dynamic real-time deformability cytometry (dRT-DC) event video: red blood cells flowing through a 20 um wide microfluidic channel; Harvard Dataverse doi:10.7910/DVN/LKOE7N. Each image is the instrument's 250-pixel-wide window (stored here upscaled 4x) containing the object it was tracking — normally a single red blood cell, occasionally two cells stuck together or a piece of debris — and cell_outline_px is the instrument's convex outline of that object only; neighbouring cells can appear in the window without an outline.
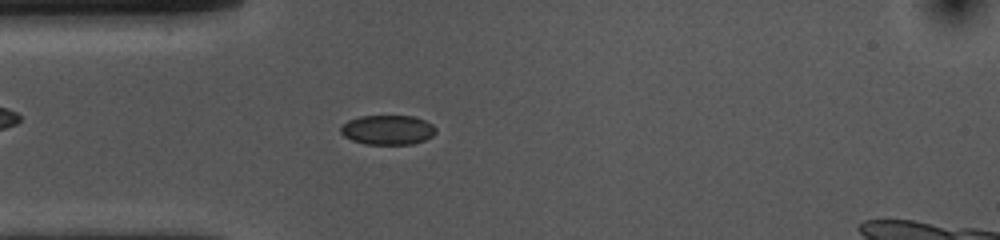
{"species": "common noctule bat (a hibernating species)", "species_latin": "Nyctalus noctula", "temperature_condition": "cold", "stored_images_in_passage": 52, "camera_frame_rate_fps": 3000, "um_per_image_px": 0.085, "animal": {"sex": "female", "body_mass_g": 10.0, "forearm_length_mm": 53.1}, "frame": {"image": 1, "passage_image": 13, "time_ms": 4.0, "image_size_px": [1000, 240], "cell_outline_px": [[436, 132], [432, 136], [424, 140], [412, 144], [364, 144], [352, 140], [344, 136], [340, 132], [340, 128], [348, 120], [360, 116], [412, 116], [424, 120], [432, 124], [436, 128]], "centroid_in_image_um": [32.95, 11.04], "position_along_channel_um": 52.1, "area_um2": 16.36}}
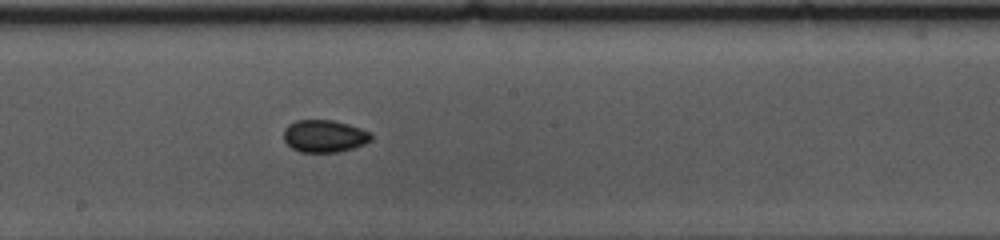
{"frame": {"image": 2, "passage_image": 27, "time_ms": 8.667, "image_size_px": [1000, 240], "cell_outline_px": [[372, 140], [364, 144], [340, 152], [300, 152], [292, 148], [284, 140], [284, 128], [288, 124], [296, 120], [332, 120], [348, 124], [372, 132]], "centroid_in_image_um": [27.58, 11.56], "position_along_channel_um": 220.6, "area_um2": 16.59}}
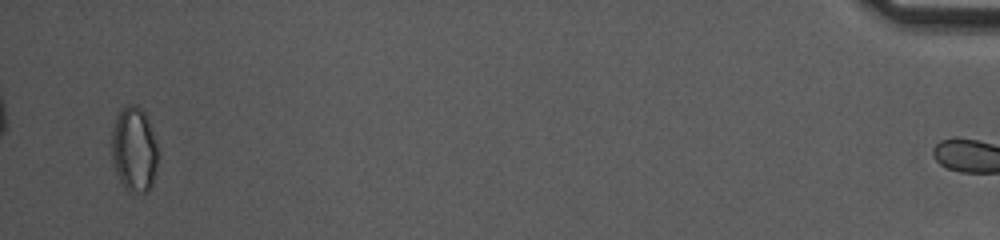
{"frame": {"image": 3, "passage_image": 51, "time_ms": 16.667, "image_size_px": [1000, 240], "cell_outline_px": [[156, 168], [152, 184], [148, 192], [132, 192], [124, 188], [112, 164], [112, 128], [116, 116], [120, 108], [128, 104], [136, 104], [144, 112], [152, 132], [156, 144]], "centroid_in_image_um": [11.36, 12.69], "position_along_channel_um": 423.8, "area_um2": 22.77}, "authors_computed_cell_mechanics": {"area_um2": 16.5886, "velocity_mm_per_s": 3.6809, "shape_relaxation_time_tau1_ms": 2.448, "shape_relaxation_time_tau2_ms": 3.6909, "deformation_change_tau1": 0.0575, "deformation_change_tau2": 0.0412}}